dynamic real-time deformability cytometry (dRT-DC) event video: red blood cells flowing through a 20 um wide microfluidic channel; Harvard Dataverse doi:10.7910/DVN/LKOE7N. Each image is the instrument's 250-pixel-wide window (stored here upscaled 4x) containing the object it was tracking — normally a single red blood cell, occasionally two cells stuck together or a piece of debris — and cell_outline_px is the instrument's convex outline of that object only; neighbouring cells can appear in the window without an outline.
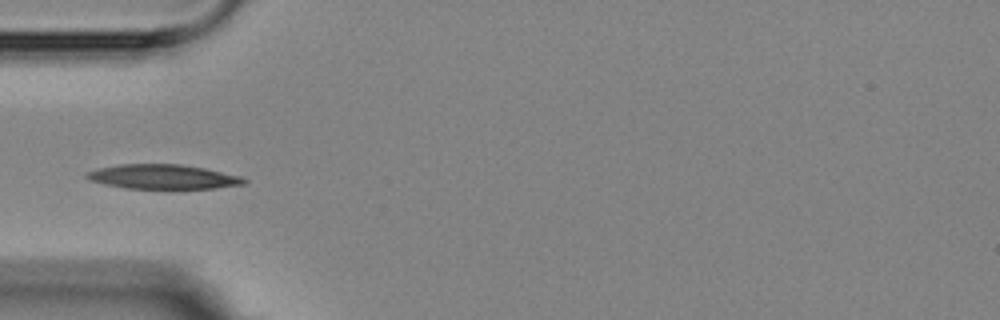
{"species": "Egyptian fruit bat (a non-hibernating species)", "species_latin": "Rousettus aegyptiacus", "temperature_condition": "room temperature", "stored_images_in_passage": 12, "camera_frame_rate_fps": 3000, "um_per_image_px": 0.085, "animal": {"sex": "female"}, "frame": {"image": 1, "passage_image": 6, "time_ms": 6.0, "image_size_px": [1000, 320], "cell_outline_px": [[248, 180], [244, 184], [216, 188], [124, 188], [104, 184], [88, 180], [84, 176], [88, 172], [100, 168], [120, 164], [180, 164], [204, 168], [240, 176]], "centroid_in_image_um": [13.84, 15.02], "position_along_channel_um": 71.2, "area_um2": 22.25}}
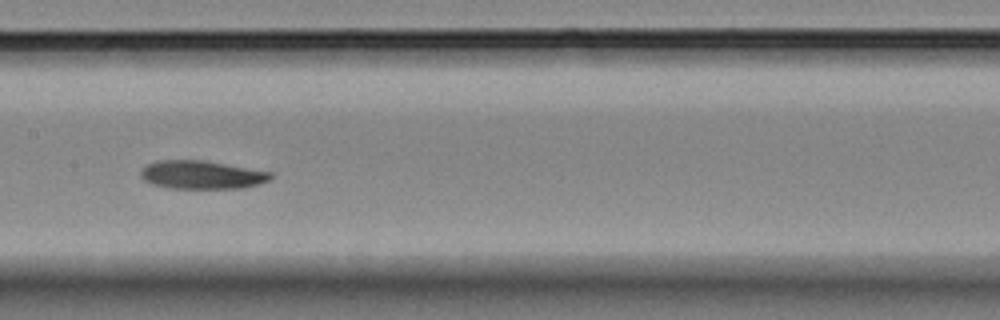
{"frame": {"image": 2, "passage_image": 9, "time_ms": 9.333, "image_size_px": [1000, 320], "cell_outline_px": [[272, 176], [268, 180], [244, 188], [168, 188], [152, 184], [144, 180], [140, 176], [140, 172], [148, 164], [160, 160], [200, 160], [272, 172]], "centroid_in_image_um": [17.11, 14.86], "position_along_channel_um": 190.3, "area_um2": 21.1}}
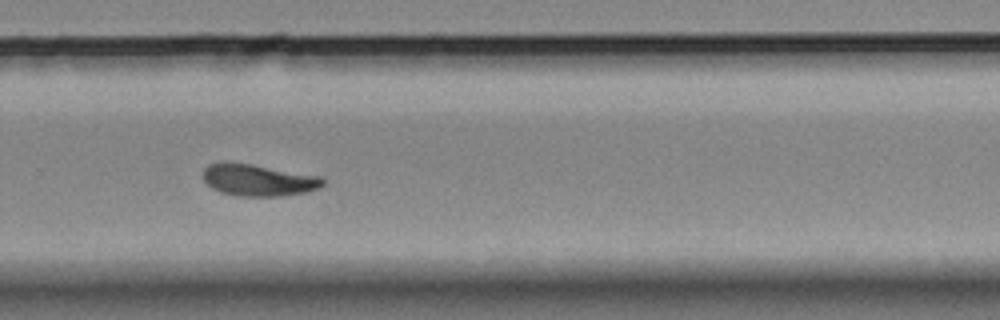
{"frame": {"image": 3, "passage_image": 12, "time_ms": 12.667, "image_size_px": [1000, 320], "cell_outline_px": [[324, 184], [320, 188], [308, 192], [280, 196], [236, 196], [220, 192], [212, 188], [204, 180], [204, 168], [208, 164], [248, 164], [320, 176], [324, 180]], "centroid_in_image_um": [22.0, 15.35], "position_along_channel_um": 307.8, "area_um2": 21.68}}